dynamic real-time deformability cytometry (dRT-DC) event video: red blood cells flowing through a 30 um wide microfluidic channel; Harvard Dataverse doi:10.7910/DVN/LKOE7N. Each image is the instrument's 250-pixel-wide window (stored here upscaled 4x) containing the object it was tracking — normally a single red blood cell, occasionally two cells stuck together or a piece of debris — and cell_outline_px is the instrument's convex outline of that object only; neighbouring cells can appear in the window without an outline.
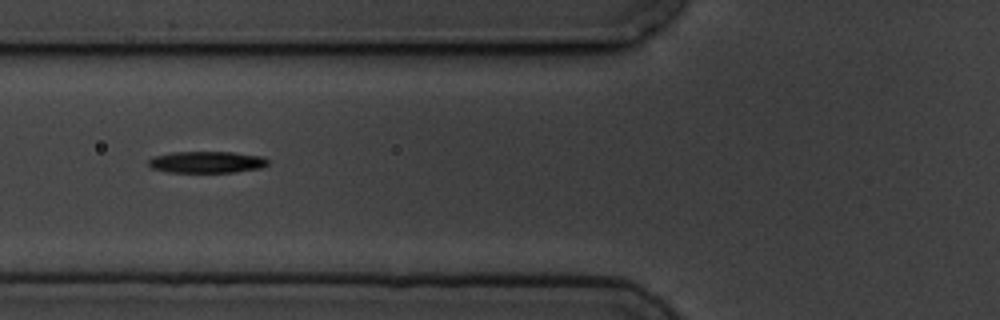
{"species": "common noctule bat (a hibernating species)", "species_latin": "Nyctalus noctula", "temperature_condition": "cold", "stored_images_in_passage": 5, "camera_frame_rate_fps": 3000, "um_per_image_px": 0.085, "animal": {"sex": "male", "body_mass_g": 19.5, "forearm_length_mm": 54.6}, "frame": {"image": 1, "passage_image": 3, "time_ms": 2.333, "image_size_px": [1000, 320], "cell_outline_px": [[268, 164], [260, 168], [236, 172], [168, 172], [152, 168], [148, 164], [148, 160], [152, 156], [172, 152], [232, 152], [264, 156], [268, 160]], "centroid_in_image_um": [17.57, 13.77], "position_along_channel_um": 108.2, "area_um2": 15.14}}
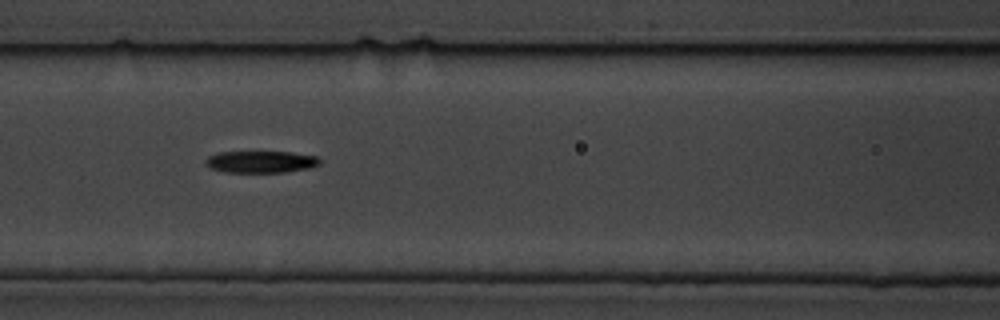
{"frame": {"image": 2, "passage_image": 4, "time_ms": 3.333, "image_size_px": [1000, 320], "cell_outline_px": [[320, 164], [312, 168], [288, 172], [224, 172], [208, 168], [204, 164], [204, 160], [208, 156], [220, 152], [292, 152], [316, 156], [320, 160]], "centroid_in_image_um": [22.16, 13.76], "position_along_channel_um": 144.4, "area_um2": 14.8}}
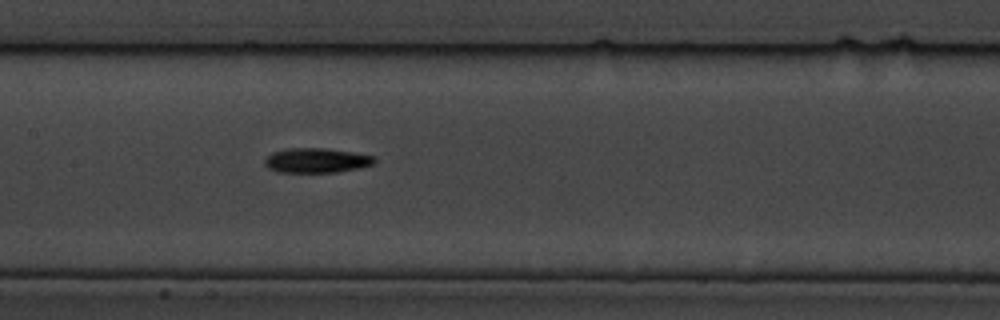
{"frame": {"image": 3, "passage_image": 5, "time_ms": 4.333, "image_size_px": [1000, 320], "cell_outline_px": [[376, 160], [372, 164], [360, 168], [336, 172], [276, 172], [268, 168], [264, 164], [264, 160], [272, 152], [284, 148], [324, 148], [352, 152], [372, 156]], "centroid_in_image_um": [26.84, 13.63], "position_along_channel_um": 180.6, "area_um2": 15.78}}